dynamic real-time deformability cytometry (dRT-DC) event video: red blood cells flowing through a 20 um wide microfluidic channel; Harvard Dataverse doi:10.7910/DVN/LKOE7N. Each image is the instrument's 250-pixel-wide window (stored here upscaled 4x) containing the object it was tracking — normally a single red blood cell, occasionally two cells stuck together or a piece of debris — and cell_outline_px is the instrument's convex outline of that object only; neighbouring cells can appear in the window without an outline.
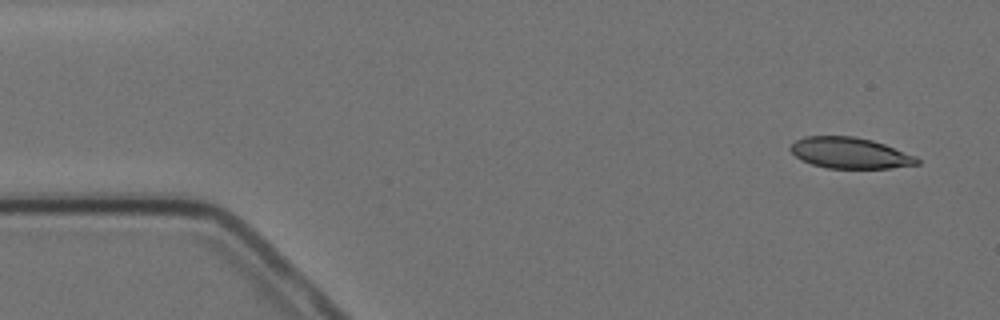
{"species": "Egyptian fruit bat (a non-hibernating species)", "species_latin": "Rousettus aegyptiacus", "temperature_condition": "cold", "stored_images_in_passage": 5, "camera_frame_rate_fps": 3000, "um_per_image_px": 0.085, "animal": {"sex": "female"}, "frame": {"image": 1, "passage_image": 1, "time_ms": 0.0, "image_size_px": [1000, 320], "cell_outline_px": [[920, 164], [892, 168], [828, 168], [812, 164], [800, 160], [788, 148], [796, 140], [804, 136], [856, 136], [872, 140], [884, 144], [916, 156], [920, 160]], "centroid_in_image_um": [72.25, 13.0], "position_along_channel_um": 12.8, "area_um2": 22.95}}
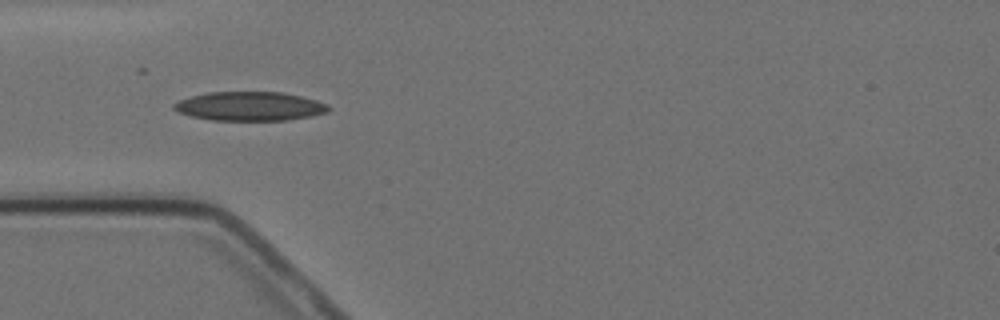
{"frame": {"image": 2, "passage_image": 4, "time_ms": 4.333, "image_size_px": [1000, 320], "cell_outline_px": [[332, 108], [328, 112], [312, 116], [288, 120], [212, 120], [192, 116], [180, 112], [172, 108], [172, 104], [180, 100], [192, 96], [208, 92], [284, 92], [316, 100], [328, 104]], "centroid_in_image_um": [21.27, 9.03], "position_along_channel_um": 63.7, "area_um2": 26.13}}
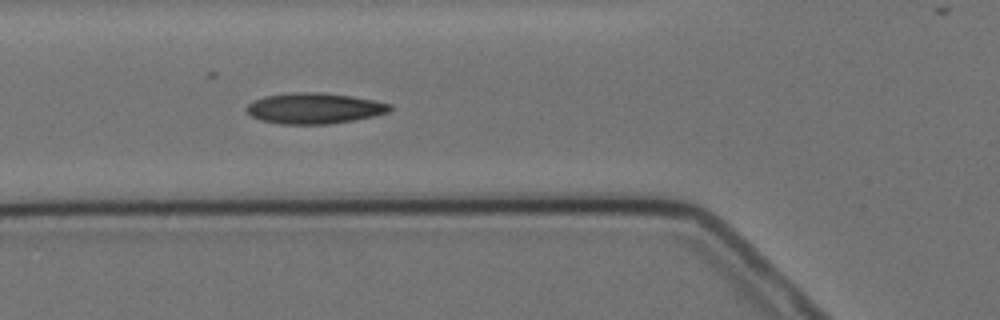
{"frame": {"image": 3, "passage_image": 5, "time_ms": 5.333, "image_size_px": [1000, 320], "cell_outline_px": [[392, 112], [376, 116], [328, 124], [280, 124], [260, 120], [252, 116], [244, 108], [252, 100], [264, 96], [296, 92], [320, 92], [352, 96], [376, 100], [392, 104]], "centroid_in_image_um": [26.75, 9.2], "position_along_channel_um": 99.1, "area_um2": 26.01}}